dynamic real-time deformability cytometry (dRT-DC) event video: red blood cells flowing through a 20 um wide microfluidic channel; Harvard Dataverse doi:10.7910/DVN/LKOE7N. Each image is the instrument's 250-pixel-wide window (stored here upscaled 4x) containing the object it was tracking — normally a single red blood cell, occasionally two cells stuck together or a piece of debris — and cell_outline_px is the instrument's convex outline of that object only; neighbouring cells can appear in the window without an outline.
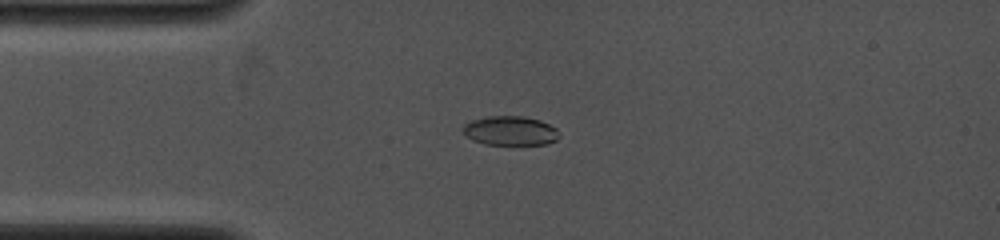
{"species": "common noctule bat (a hibernating species)", "species_latin": "Nyctalus noctula", "temperature_condition": "cold", "stored_images_in_passage": 35, "camera_frame_rate_fps": 4000, "um_per_image_px": 0.085, "animal": {"sex": "female", "body_mass_g": 19.0, "forearm_length_mm": 53.3}, "frame": {"image": 1, "passage_image": 3, "time_ms": 0.5, "image_size_px": [1000, 240], "cell_outline_px": [[560, 136], [556, 140], [548, 144], [484, 144], [472, 140], [464, 132], [464, 124], [472, 120], [488, 116], [524, 116], [540, 120], [556, 128], [560, 132]], "centroid_in_image_um": [43.41, 11.11], "position_along_channel_um": 41.6, "area_um2": 16.36}}
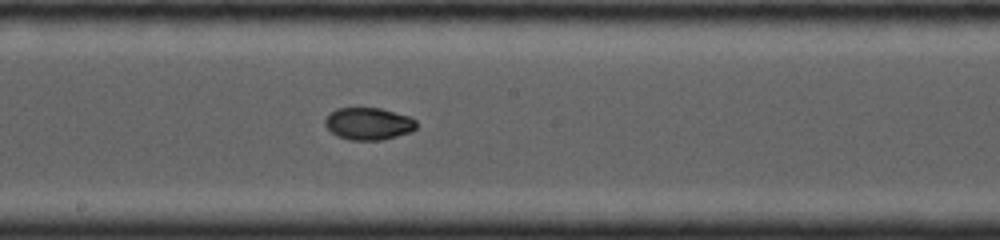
{"frame": {"image": 2, "passage_image": 19, "time_ms": 5.0, "image_size_px": [1000, 240], "cell_outline_px": [[416, 128], [412, 132], [380, 140], [348, 140], [336, 136], [324, 124], [324, 120], [336, 108], [380, 108], [408, 116], [416, 120]], "centroid_in_image_um": [31.32, 10.52], "position_along_channel_um": 216.9, "area_um2": 17.11}}
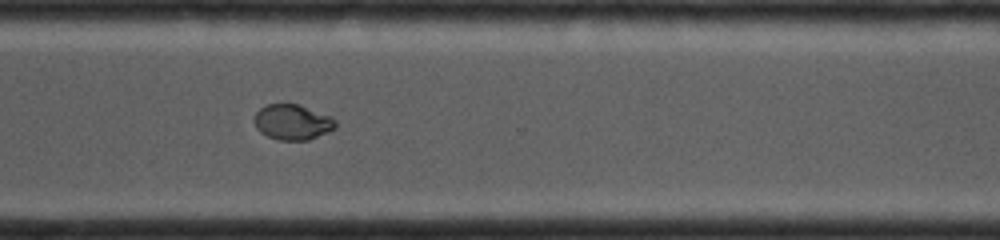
{"frame": {"image": 3, "passage_image": 34, "time_ms": 8.0, "image_size_px": [1000, 240], "cell_outline_px": [[336, 128], [328, 132], [308, 140], [276, 140], [260, 132], [256, 128], [252, 120], [256, 112], [260, 108], [268, 104], [300, 104], [332, 116], [336, 120]], "centroid_in_image_um": [24.86, 10.37], "position_along_channel_um": 345.7, "area_um2": 17.05}}